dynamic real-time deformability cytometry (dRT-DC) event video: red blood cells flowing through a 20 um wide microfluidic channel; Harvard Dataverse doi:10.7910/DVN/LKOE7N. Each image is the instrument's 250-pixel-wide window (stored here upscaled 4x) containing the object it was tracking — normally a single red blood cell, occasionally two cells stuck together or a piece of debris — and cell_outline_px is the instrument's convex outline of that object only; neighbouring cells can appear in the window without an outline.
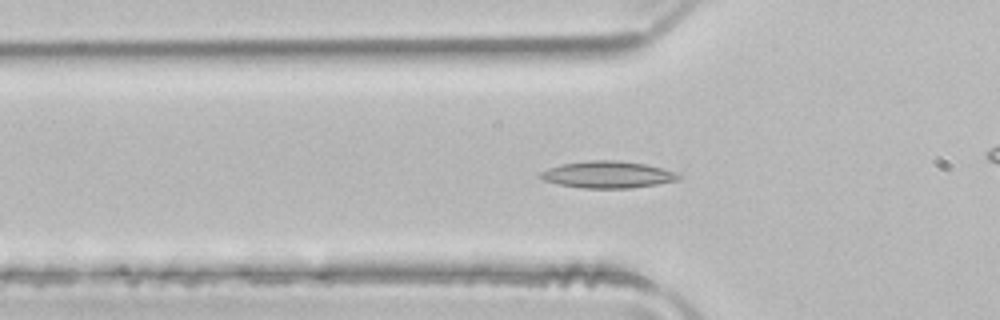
{"species": "common noctule bat (a hibernating species)", "species_latin": "Nyctalus noctula", "temperature_condition": "room temperature", "stored_images_in_passage": 51, "camera_frame_rate_fps": 3000, "um_per_image_px": 0.085, "animal": {"sex": "male", "body_mass_g": 21.5, "forearm_length_mm": 52.0}, "frame": {"image": 1, "passage_image": 16, "time_ms": 5.0, "image_size_px": [1000, 320], "cell_outline_px": [[684, 176], [680, 180], [656, 184], [628, 188], [584, 188], [560, 184], [544, 180], [536, 176], [540, 172], [548, 168], [564, 164], [592, 160], [616, 160], [644, 164], [676, 172]], "centroid_in_image_um": [51.67, 14.84], "position_along_channel_um": 74.1, "area_um2": 21.44}}
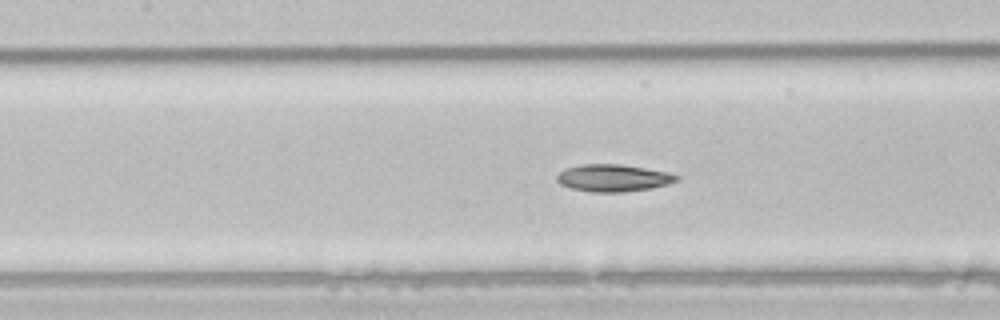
{"frame": {"image": 2, "passage_image": 22, "time_ms": 7.0, "image_size_px": [1000, 320], "cell_outline_px": [[680, 180], [668, 184], [652, 188], [624, 192], [588, 192], [572, 188], [560, 184], [556, 180], [556, 176], [560, 172], [568, 168], [580, 164], [620, 164], [668, 172], [680, 176]], "centroid_in_image_um": [52.14, 15.13], "position_along_channel_um": 155.3, "area_um2": 19.02}}
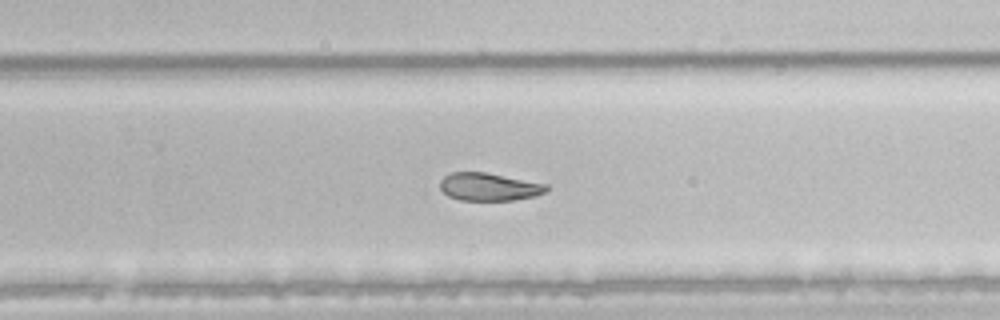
{"frame": {"image": 3, "passage_image": 32, "time_ms": 10.333, "image_size_px": [1000, 320], "cell_outline_px": [[548, 192], [536, 196], [512, 200], [460, 200], [448, 196], [440, 188], [440, 180], [444, 176], [452, 172], [484, 172], [548, 184]], "centroid_in_image_um": [41.58, 15.88], "position_along_channel_um": 288.2, "area_um2": 17.28}, "authors_computed_cell_mechanics": {"area_um2": 20.4612, "velocity_mm_per_s": 4.0071, "shape_relaxation_time_tau1_ms": 7.1232, "shape_relaxation_time_tau2_ms": 6.01, "deformation_change_tau1": 0.1657, "deformation_change_tau2": 0.1278}}